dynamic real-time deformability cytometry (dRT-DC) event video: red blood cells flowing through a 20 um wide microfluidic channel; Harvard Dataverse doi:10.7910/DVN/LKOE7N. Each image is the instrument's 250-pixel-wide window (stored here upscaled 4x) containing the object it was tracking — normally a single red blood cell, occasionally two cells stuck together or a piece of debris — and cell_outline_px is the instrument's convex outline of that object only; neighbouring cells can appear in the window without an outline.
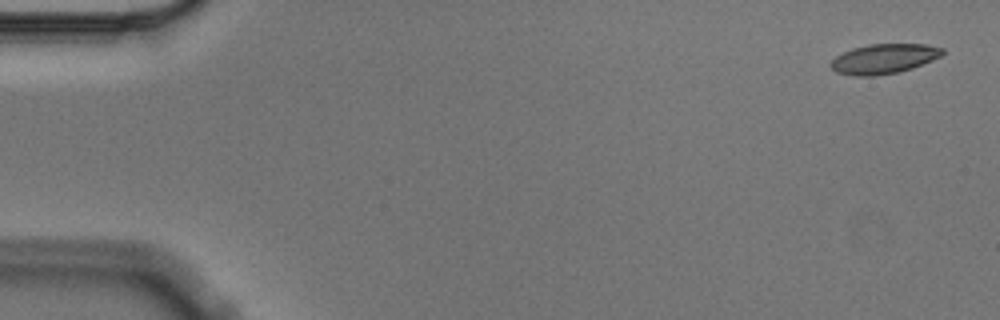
{"species": "Egyptian fruit bat (a non-hibernating species)", "species_latin": "Rousettus aegyptiacus", "temperature_condition": "cold", "stored_images_in_passage": 5, "camera_frame_rate_fps": 3000, "um_per_image_px": 0.085, "animal": {"sex": "male"}, "frame": {"image": 1, "passage_image": 1, "time_ms": 0.0, "image_size_px": [1000, 320], "cell_outline_px": [[944, 52], [940, 56], [932, 60], [912, 68], [896, 72], [872, 76], [856, 76], [836, 72], [828, 64], [836, 56], [852, 48], [868, 44], [928, 44], [944, 48]], "centroid_in_image_um": [75.12, 4.98], "position_along_channel_um": 9.9, "area_um2": 19.31}}
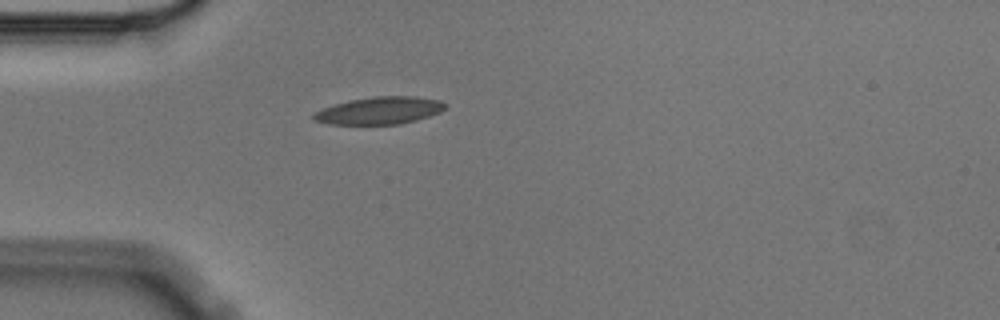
{"frame": {"image": 2, "passage_image": 5, "time_ms": 1.333, "image_size_px": [1000, 320], "cell_outline_px": [[448, 104], [440, 112], [416, 120], [400, 124], [328, 124], [312, 120], [312, 112], [348, 100], [372, 96], [416, 96], [440, 100]], "centroid_in_image_um": [32.24, 9.39], "position_along_channel_um": 52.8, "area_um2": 21.1}}